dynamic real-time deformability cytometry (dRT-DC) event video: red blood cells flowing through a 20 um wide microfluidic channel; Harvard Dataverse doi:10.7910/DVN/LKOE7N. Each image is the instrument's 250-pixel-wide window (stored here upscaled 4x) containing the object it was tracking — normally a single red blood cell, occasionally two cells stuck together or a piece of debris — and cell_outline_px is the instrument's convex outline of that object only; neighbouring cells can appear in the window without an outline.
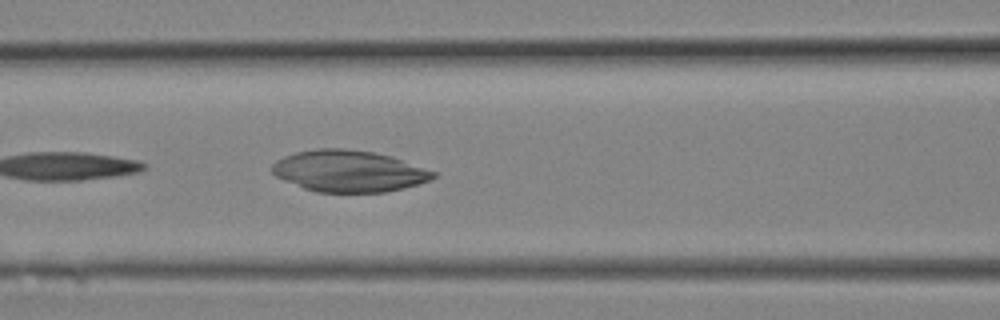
{"species": "Egyptian fruit bat (a non-hibernating species)", "species_latin": "Rousettus aegyptiacus", "temperature_condition": "room temperature", "stored_images_in_passage": 10, "camera_frame_rate_fps": 3000, "um_per_image_px": 0.085, "animal": {"sex": "female"}, "frame": {"image": 1, "passage_image": 10, "time_ms": 3.0, "image_size_px": [1000, 320], "cell_outline_px": [[436, 176], [428, 180], [404, 188], [384, 192], [316, 192], [304, 188], [284, 180], [276, 176], [272, 172], [272, 164], [276, 160], [284, 156], [296, 152], [316, 148], [344, 148], [376, 152], [392, 156], [436, 172]], "centroid_in_image_um": [29.63, 14.53], "position_along_channel_um": 137.0, "area_um2": 38.96}}